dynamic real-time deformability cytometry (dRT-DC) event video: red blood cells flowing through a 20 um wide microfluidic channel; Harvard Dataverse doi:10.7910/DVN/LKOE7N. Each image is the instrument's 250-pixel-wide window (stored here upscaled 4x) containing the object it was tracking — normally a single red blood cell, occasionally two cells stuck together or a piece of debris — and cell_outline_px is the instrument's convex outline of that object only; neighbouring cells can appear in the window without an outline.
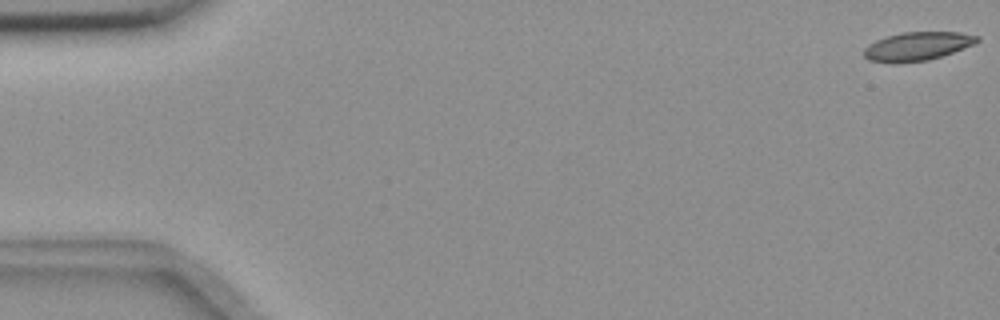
{"species": "common noctule bat (a hibernating species)", "species_latin": "Nyctalus noctula", "temperature_condition": "room temperature", "stored_images_in_passage": 56, "camera_frame_rate_fps": 3000, "um_per_image_px": 0.085, "animal": {"sex": "female", "body_mass_g": 18.4}, "frame": {"image": 1, "passage_image": 1, "time_ms": 0.0, "image_size_px": [1000, 320], "cell_outline_px": [[980, 40], [964, 48], [928, 60], [868, 60], [864, 56], [864, 48], [868, 44], [876, 40], [888, 36], [904, 32], [960, 32], [980, 36]], "centroid_in_image_um": [78.03, 3.88], "position_along_channel_um": 7.0, "area_um2": 17.98}}
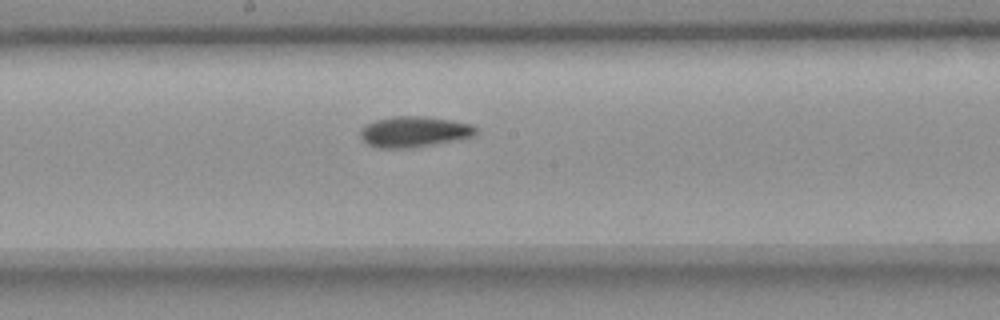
{"frame": {"image": 2, "passage_image": 30, "time_ms": 9.667, "image_size_px": [1000, 320], "cell_outline_px": [[476, 136], [464, 140], [412, 148], [376, 148], [368, 144], [360, 136], [360, 128], [376, 120], [392, 116], [420, 116], [452, 120], [472, 124], [476, 128]], "centroid_in_image_um": [35.26, 11.21], "position_along_channel_um": 212.9, "area_um2": 21.1}}
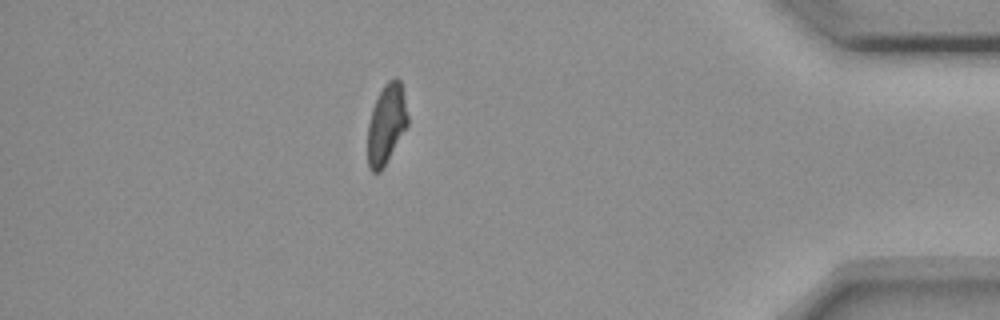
{"frame": {"image": 3, "passage_image": 49, "time_ms": 16.0, "image_size_px": [1000, 320], "cell_outline_px": [[408, 124], [380, 172], [372, 172], [368, 168], [368, 124], [372, 108], [384, 84], [392, 76], [396, 76], [400, 80], [404, 96], [408, 116]], "centroid_in_image_um": [32.84, 10.51], "position_along_channel_um": 402.4, "area_um2": 18.44}, "authors_computed_cell_mechanics": {"area_um2": 19.941, "velocity_mm_per_s": 3.6632, "shape_relaxation_time_tau1_ms": 7.3343, "shape_relaxation_time_tau2_ms": 7.6064, "deformation_change_tau1": 0.1612, "deformation_change_tau2": 0.1305}}